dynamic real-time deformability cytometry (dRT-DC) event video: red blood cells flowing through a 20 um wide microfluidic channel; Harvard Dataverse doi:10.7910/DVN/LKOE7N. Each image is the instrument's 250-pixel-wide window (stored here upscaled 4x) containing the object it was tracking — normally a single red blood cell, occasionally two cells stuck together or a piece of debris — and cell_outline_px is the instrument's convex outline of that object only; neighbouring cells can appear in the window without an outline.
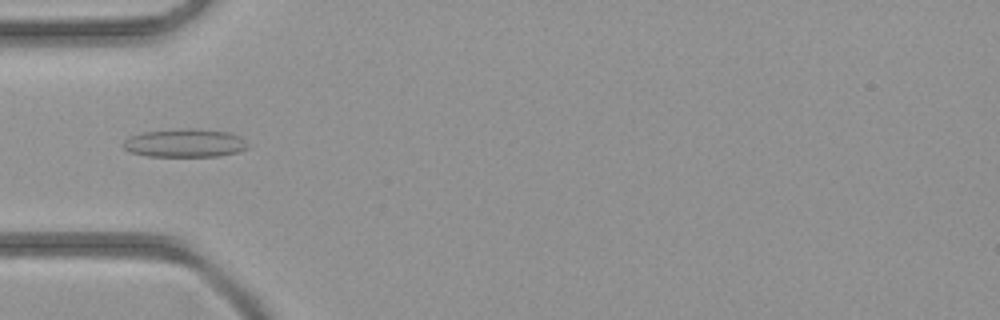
{"species": "common noctule bat (a hibernating species)", "species_latin": "Nyctalus noctula", "temperature_condition": "room temperature", "stored_images_in_passage": 27, "camera_frame_rate_fps": 3000, "um_per_image_px": 0.085, "animal": {"sex": "female", "body_mass_g": 21.9}, "frame": {"image": 1, "passage_image": 1, "time_ms": 0.0, "image_size_px": [1000, 320], "cell_outline_px": [[248, 148], [236, 152], [216, 156], [148, 156], [128, 152], [124, 148], [124, 140], [132, 136], [144, 132], [180, 128], [188, 128], [228, 132], [240, 136], [244, 140]], "centroid_in_image_um": [15.69, 12.16], "position_along_channel_um": 69.3, "area_um2": 20.35}}
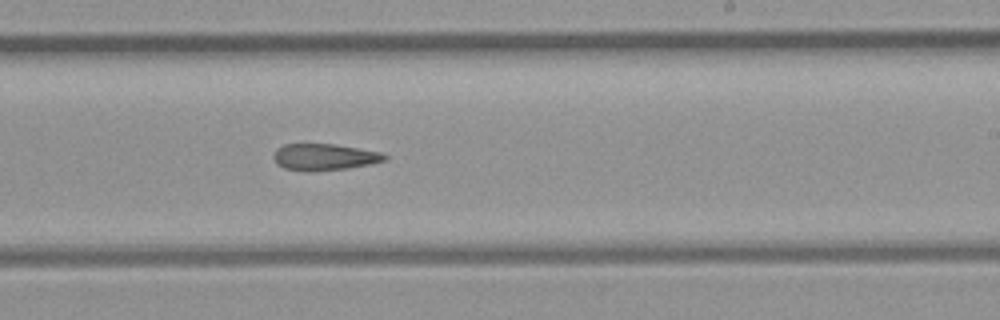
{"frame": {"image": 2, "passage_image": 13, "time_ms": 4.0, "image_size_px": [1000, 320], "cell_outline_px": [[388, 160], [372, 164], [348, 168], [312, 172], [304, 172], [284, 168], [276, 164], [272, 156], [276, 148], [284, 144], [336, 144], [380, 152], [388, 156]], "centroid_in_image_um": [27.55, 13.36], "position_along_channel_um": 261.4, "area_um2": 17.57}}
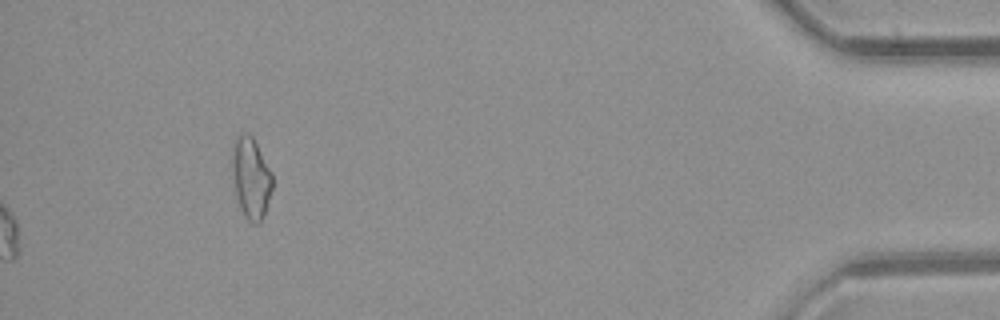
{"frame": {"image": 3, "passage_image": 27, "time_ms": 8.667, "image_size_px": [1000, 320], "cell_outline_px": [[272, 188], [260, 224], [252, 224], [244, 216], [240, 208], [236, 196], [232, 172], [232, 144], [244, 132], [248, 132], [252, 136], [272, 172]], "centroid_in_image_um": [21.32, 15.13], "position_along_channel_um": 413.9, "area_um2": 18.9}}